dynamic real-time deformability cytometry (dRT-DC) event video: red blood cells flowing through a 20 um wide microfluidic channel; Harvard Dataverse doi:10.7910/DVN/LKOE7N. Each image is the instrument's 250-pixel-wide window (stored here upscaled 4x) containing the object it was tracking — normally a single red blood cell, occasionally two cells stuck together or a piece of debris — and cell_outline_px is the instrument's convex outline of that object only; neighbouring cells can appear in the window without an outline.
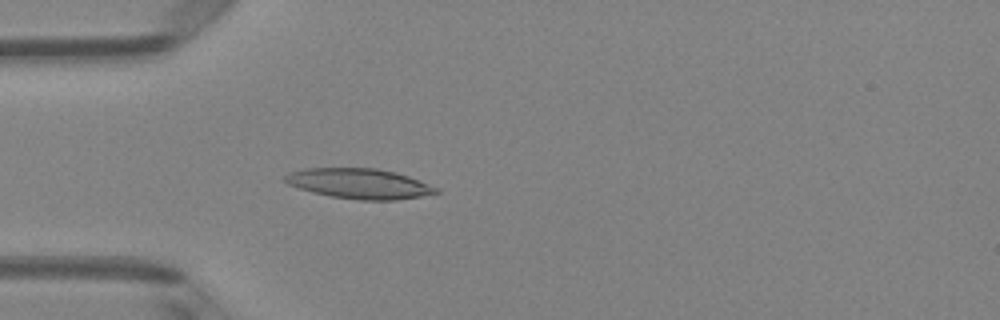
{"species": "Egyptian fruit bat (a non-hibernating species)", "species_latin": "Rousettus aegyptiacus", "temperature_condition": "room temperature", "stored_images_in_passage": 51, "camera_frame_rate_fps": 3000, "um_per_image_px": 0.085, "animal": {"sex": "female"}, "frame": {"image": 1, "passage_image": 15, "time_ms": 4.667, "image_size_px": [1000, 320], "cell_outline_px": [[440, 192], [420, 196], [396, 200], [360, 200], [332, 196], [312, 192], [288, 184], [284, 180], [284, 176], [288, 172], [304, 168], [376, 168], [396, 172], [408, 176], [440, 188]], "centroid_in_image_um": [30.55, 15.6], "position_along_channel_um": 54.5, "area_um2": 26.53}}
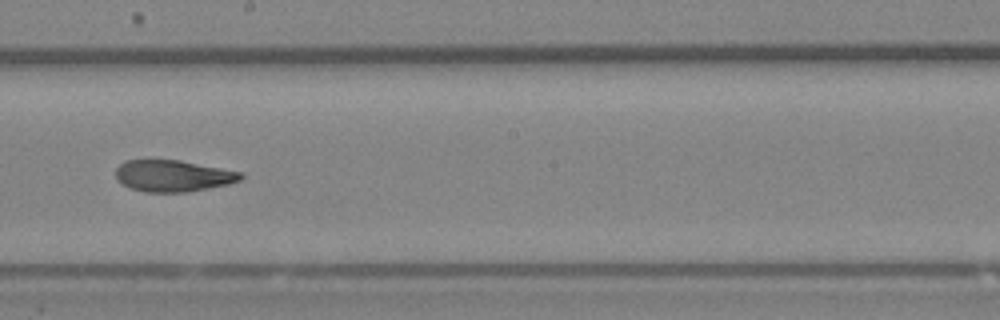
{"frame": {"image": 2, "passage_image": 29, "time_ms": 9.333, "image_size_px": [1000, 320], "cell_outline_px": [[244, 176], [240, 180], [228, 184], [188, 192], [144, 192], [128, 188], [116, 180], [116, 168], [120, 164], [128, 160], [180, 160], [244, 172]], "centroid_in_image_um": [14.71, 14.95], "position_along_channel_um": 233.5, "area_um2": 23.18}}
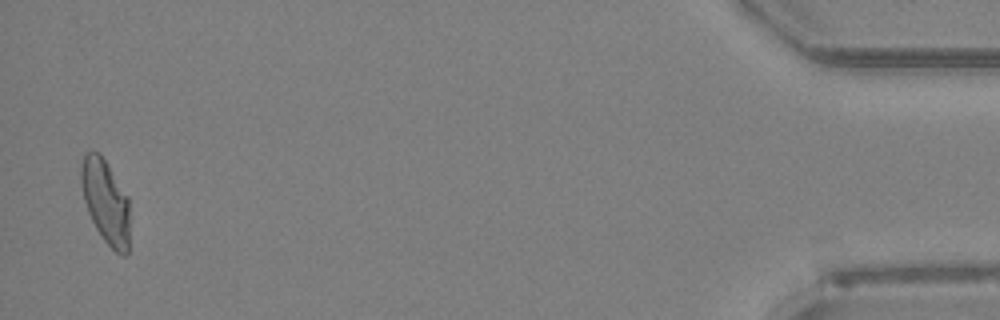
{"frame": {"image": 3, "passage_image": 50, "time_ms": 16.333, "image_size_px": [1000, 320], "cell_outline_px": [[128, 252], [124, 256], [120, 256], [104, 240], [96, 228], [88, 212], [84, 200], [80, 180], [80, 164], [84, 152], [100, 152], [128, 196]], "centroid_in_image_um": [8.95, 17.1], "position_along_channel_um": 426.2, "area_um2": 23.76}, "authors_computed_cell_mechanics": {"area_um2": 24.3338, "velocity_mm_per_s": 4.005, "shape_relaxation_time_tau1_ms": 6.894, "shape_relaxation_time_tau2_ms": 3.717, "deformation_change_tau1": 0.2031, "deformation_change_tau2": 0.0791}}